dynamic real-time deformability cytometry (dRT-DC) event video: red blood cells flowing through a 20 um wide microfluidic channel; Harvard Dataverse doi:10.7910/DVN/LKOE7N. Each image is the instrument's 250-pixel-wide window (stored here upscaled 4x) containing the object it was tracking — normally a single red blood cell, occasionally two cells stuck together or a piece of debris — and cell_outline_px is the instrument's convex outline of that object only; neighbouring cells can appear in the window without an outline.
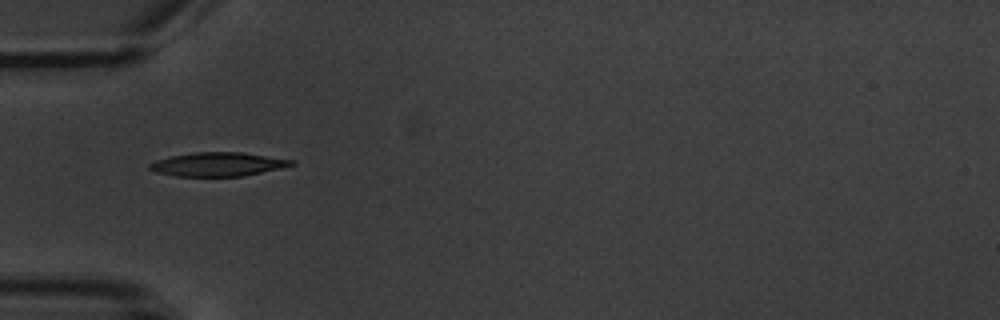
{"species": "common noctule bat (a hibernating species)", "species_latin": "Nyctalus noctula", "temperature_condition": "warm", "stored_images_in_passage": 5, "camera_frame_rate_fps": 3000, "um_per_image_px": 0.085, "animal": {"sex": "male", "body_mass_g": 20.1, "forearm_length_mm": 53.5}, "frame": {"image": 1, "passage_image": 4, "time_ms": 3.333, "image_size_px": [1000, 320], "cell_outline_px": [[296, 164], [280, 168], [244, 176], [176, 176], [156, 172], [148, 168], [148, 164], [156, 160], [172, 156], [192, 152], [240, 152], [296, 160]], "centroid_in_image_um": [18.53, 13.96], "position_along_channel_um": 66.5, "area_um2": 19.65}}